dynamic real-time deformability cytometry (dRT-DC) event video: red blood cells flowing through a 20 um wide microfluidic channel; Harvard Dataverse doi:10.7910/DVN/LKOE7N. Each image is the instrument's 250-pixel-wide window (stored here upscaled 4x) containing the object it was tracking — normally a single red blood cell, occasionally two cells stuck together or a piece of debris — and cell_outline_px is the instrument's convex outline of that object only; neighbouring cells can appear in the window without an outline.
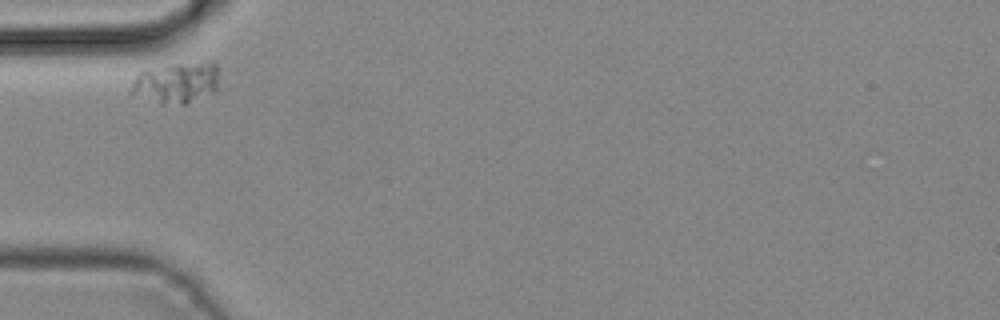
{"species": "common noctule bat (a hibernating species)", "species_latin": "Nyctalus noctula", "temperature_condition": "cold", "stored_images_in_passage": 3, "camera_frame_rate_fps": 3000, "um_per_image_px": 0.085, "animal": {"sex": "male", "body_mass_g": 19.2, "forearm_length_mm": 51.8}, "frame": {"image": 1, "passage_image": 1, "time_ms": 0.0, "image_size_px": [1000, 320], "cell_outline_px": [[216, 92], [184, 104], [160, 104], [128, 92], [136, 76], [140, 72], [176, 64], [208, 60], [212, 60], [216, 64]], "centroid_in_image_um": [15.01, 7.04], "position_along_channel_um": 70.0, "area_um2": 20.81}}
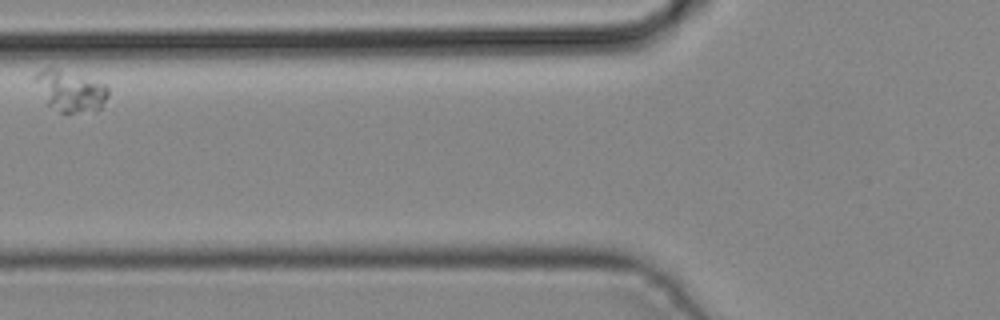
{"frame": {"image": 2, "passage_image": 2, "time_ms": 0.333, "image_size_px": [1000, 320], "cell_outline_px": [[108, 96], [100, 108], [96, 112], [60, 112], [48, 104], [32, 80], [32, 76], [36, 72], [52, 64], [104, 84], [108, 88]], "centroid_in_image_um": [5.93, 7.67], "position_along_channel_um": 119.9, "area_um2": 17.92}}
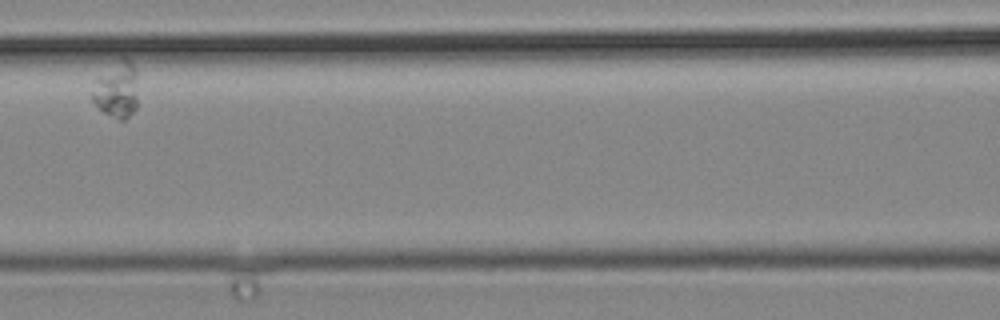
{"frame": {"image": 3, "passage_image": 3, "time_ms": 0.667, "image_size_px": [1000, 320], "cell_outline_px": [[136, 108], [124, 120], [120, 120], [104, 112], [92, 100], [92, 96], [96, 80], [124, 56], [132, 64], [136, 72]], "centroid_in_image_um": [9.94, 7.66], "position_along_channel_um": 156.7, "area_um2": 14.22}}